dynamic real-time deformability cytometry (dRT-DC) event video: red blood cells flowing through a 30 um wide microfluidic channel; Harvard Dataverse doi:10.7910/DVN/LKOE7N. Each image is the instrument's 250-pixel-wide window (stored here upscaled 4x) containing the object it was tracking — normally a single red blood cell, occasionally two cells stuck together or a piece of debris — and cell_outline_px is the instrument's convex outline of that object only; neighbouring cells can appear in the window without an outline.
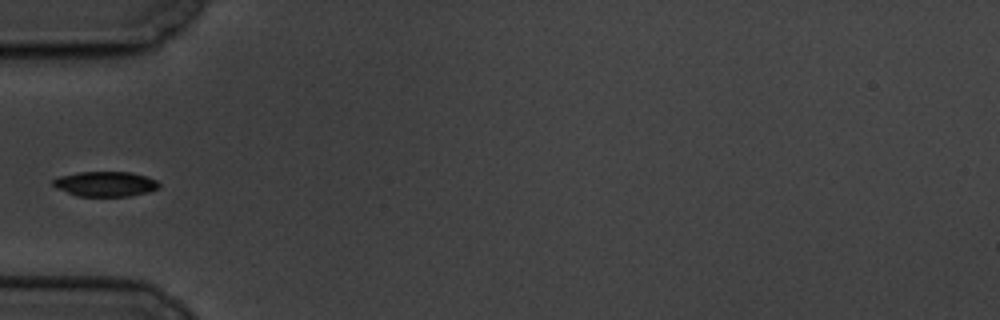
{"species": "common noctule bat (a hibernating species)", "species_latin": "Nyctalus noctula", "temperature_condition": "cold", "stored_images_in_passage": 5, "camera_frame_rate_fps": 3000, "um_per_image_px": 0.085, "animal": {"sex": "male", "body_mass_g": 19.5, "forearm_length_mm": 54.6}, "frame": {"image": 1, "passage_image": 1, "time_ms": 0.0, "image_size_px": [1000, 320], "cell_outline_px": [[160, 188], [148, 192], [132, 196], [76, 196], [56, 188], [52, 184], [52, 180], [60, 176], [80, 172], [128, 172], [144, 176], [156, 180], [160, 184]], "centroid_in_image_um": [8.95, 15.64], "position_along_channel_um": 76.0, "area_um2": 15.43}}
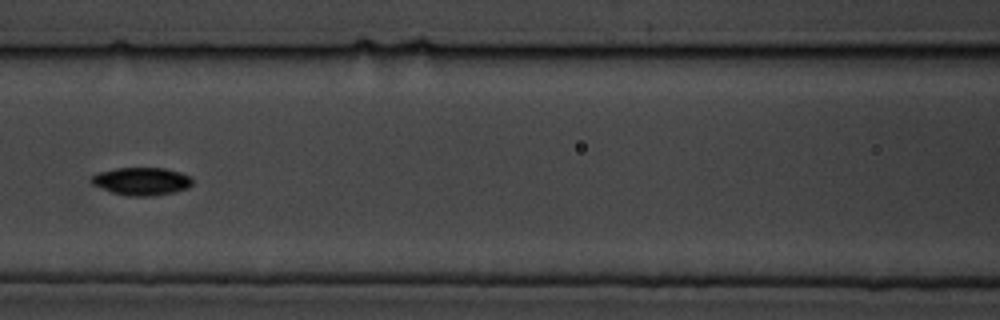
{"frame": {"image": 2, "passage_image": 3, "time_ms": 2.333, "image_size_px": [1000, 320], "cell_outline_px": [[192, 184], [188, 188], [176, 192], [152, 196], [128, 196], [112, 192], [92, 184], [88, 180], [96, 172], [116, 168], [164, 168], [180, 172], [192, 176]], "centroid_in_image_um": [12.03, 15.4], "position_along_channel_um": 154.6, "area_um2": 16.59}}
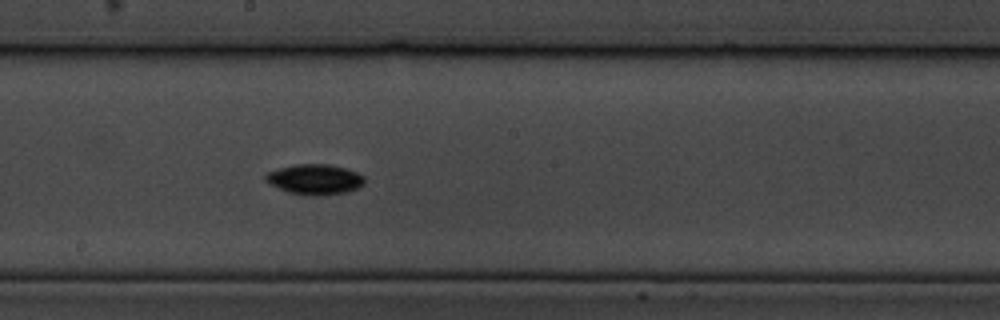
{"frame": {"image": 3, "passage_image": 5, "time_ms": 4.333, "image_size_px": [1000, 320], "cell_outline_px": [[364, 184], [348, 192], [316, 196], [308, 196], [288, 192], [268, 184], [264, 180], [264, 176], [268, 172], [280, 168], [296, 164], [328, 164], [344, 168], [356, 172], [364, 176]], "centroid_in_image_um": [26.73, 15.26], "position_along_channel_um": 221.5, "area_um2": 17.51}}